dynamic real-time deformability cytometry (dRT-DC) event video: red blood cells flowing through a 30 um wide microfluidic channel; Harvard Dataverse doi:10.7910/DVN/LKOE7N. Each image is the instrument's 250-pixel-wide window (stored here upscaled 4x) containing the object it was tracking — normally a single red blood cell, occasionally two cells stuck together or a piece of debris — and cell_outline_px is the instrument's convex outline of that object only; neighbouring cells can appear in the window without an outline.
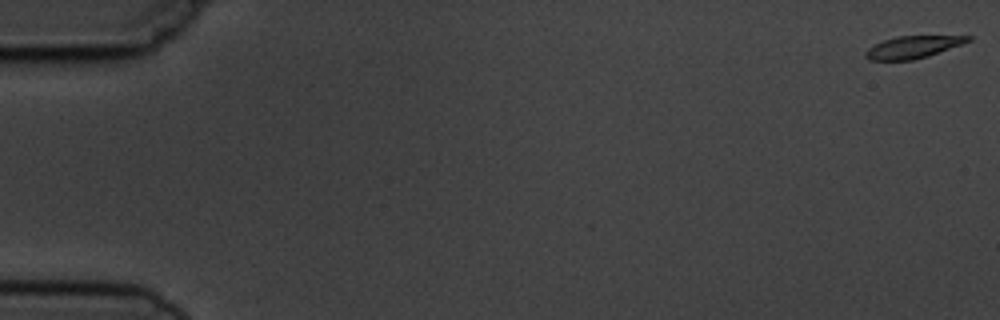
{"species": "common noctule bat (a hibernating species)", "species_latin": "Nyctalus noctula", "temperature_condition": "cold", "stored_images_in_passage": 6, "segment_of_instrument_passage": [1, 2], "camera_frame_rate_fps": 3000, "um_per_image_px": 0.085, "animal": {"sex": "male", "body_mass_g": 19.5, "forearm_length_mm": 54.6}, "frame": {"image": 1, "passage_image": 1, "time_ms": 0.0, "image_size_px": [1000, 320], "cell_outline_px": [[972, 40], [928, 56], [912, 60], [868, 60], [864, 56], [864, 52], [872, 44], [896, 36], [972, 36]], "centroid_in_image_um": [77.53, 4.0], "position_along_channel_um": 7.5, "area_um2": 13.24}}
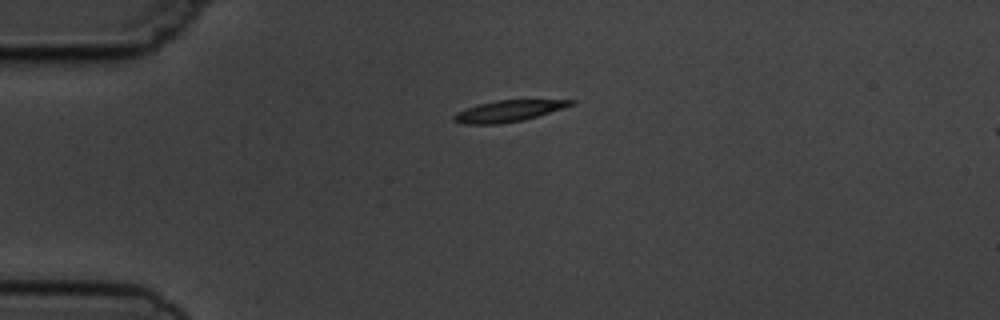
{"frame": {"image": 2, "passage_image": 4, "time_ms": 4.333, "image_size_px": [1000, 320], "cell_outline_px": [[576, 104], [524, 120], [500, 124], [464, 124], [452, 120], [452, 116], [456, 112], [480, 104], [496, 100], [576, 100]], "centroid_in_image_um": [43.21, 9.44], "position_along_channel_um": 41.8, "area_um2": 14.45}}